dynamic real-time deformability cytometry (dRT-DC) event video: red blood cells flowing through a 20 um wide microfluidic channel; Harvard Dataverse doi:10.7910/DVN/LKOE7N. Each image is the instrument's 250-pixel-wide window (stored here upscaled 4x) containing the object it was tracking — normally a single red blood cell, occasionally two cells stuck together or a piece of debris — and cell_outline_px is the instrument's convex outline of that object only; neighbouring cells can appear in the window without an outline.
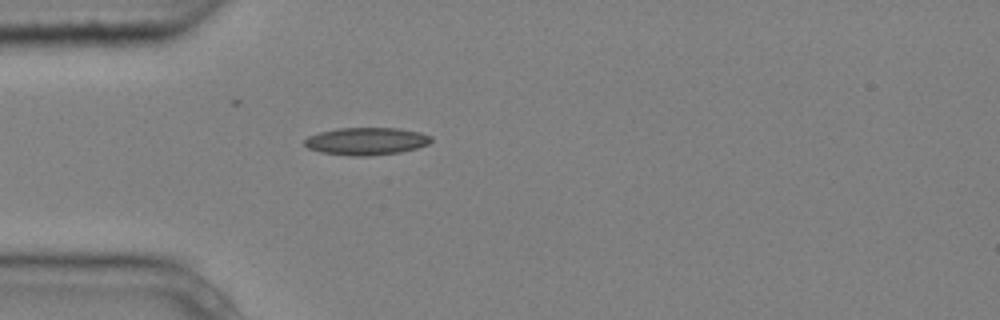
{"species": "common noctule bat (a hibernating species)", "species_latin": "Nyctalus noctula", "temperature_condition": "cold", "stored_images_in_passage": 1, "camera_frame_rate_fps": 3000, "um_per_image_px": 0.085, "animal": {"sex": "male", "body_mass_g": 20.4}, "frame": {"image": 1, "passage_image": 1, "time_ms": 0.0, "image_size_px": [1000, 320], "cell_outline_px": [[432, 140], [428, 144], [416, 148], [400, 152], [368, 156], [352, 156], [320, 152], [308, 148], [304, 144], [304, 140], [308, 136], [320, 132], [336, 128], [400, 128], [420, 132], [432, 136]], "centroid_in_image_um": [31.14, 12.0], "position_along_channel_um": 53.9, "area_um2": 20.35}}